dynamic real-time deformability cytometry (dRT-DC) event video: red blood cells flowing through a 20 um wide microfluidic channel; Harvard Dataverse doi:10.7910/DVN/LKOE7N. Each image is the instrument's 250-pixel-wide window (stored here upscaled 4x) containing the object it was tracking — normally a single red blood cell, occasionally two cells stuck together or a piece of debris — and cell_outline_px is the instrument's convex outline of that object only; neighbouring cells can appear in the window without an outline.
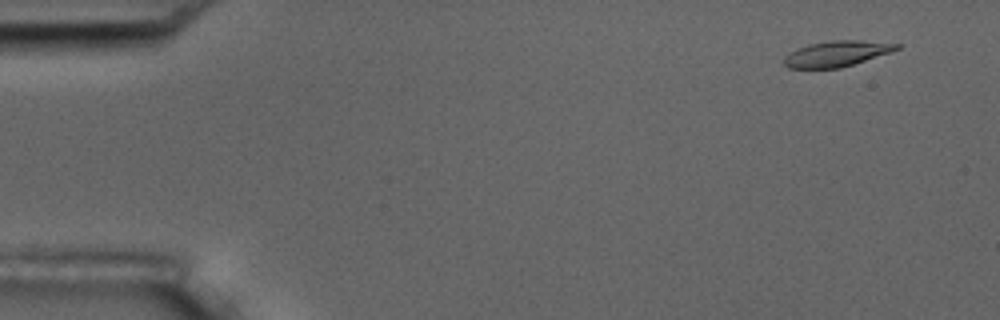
{"species": "common noctule bat (a hibernating species)", "species_latin": "Nyctalus noctula", "temperature_condition": "room temperature", "stored_images_in_passage": 5, "camera_frame_rate_fps": 3000, "um_per_image_px": 0.085, "animal": {"sex": "male", "body_mass_g": 17.5, "forearm_length_mm": 52.3}, "frame": {"image": 1, "passage_image": 1, "time_ms": 0.0, "image_size_px": [1000, 320], "cell_outline_px": [[900, 48], [892, 52], [840, 68], [788, 68], [784, 64], [784, 56], [796, 48], [808, 44], [832, 40], [860, 40], [900, 44]], "centroid_in_image_um": [71.11, 4.56], "position_along_channel_um": 13.9, "area_um2": 16.88}}
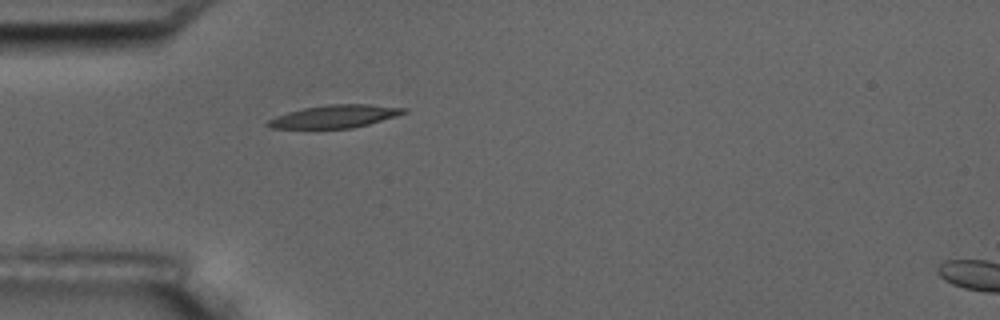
{"frame": {"image": 2, "passage_image": 4, "time_ms": 4.333, "image_size_px": [1000, 320], "cell_outline_px": [[408, 112], [396, 116], [368, 124], [352, 128], [268, 128], [264, 124], [268, 120], [276, 116], [288, 112], [304, 108], [328, 104], [368, 104], [408, 108]], "centroid_in_image_um": [28.45, 9.89], "position_along_channel_um": 56.5, "area_um2": 18.03}}